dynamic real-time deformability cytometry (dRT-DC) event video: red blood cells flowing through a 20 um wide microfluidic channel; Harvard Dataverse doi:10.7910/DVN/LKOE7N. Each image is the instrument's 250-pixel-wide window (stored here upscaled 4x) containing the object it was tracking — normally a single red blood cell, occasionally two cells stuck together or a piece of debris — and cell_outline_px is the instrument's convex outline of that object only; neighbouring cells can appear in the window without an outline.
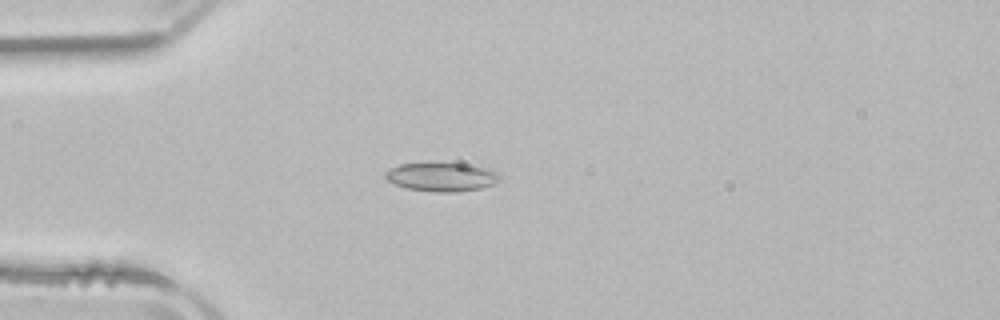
{"species": "common noctule bat (a hibernating species)", "species_latin": "Nyctalus noctula", "temperature_condition": "room temperature", "stored_images_in_passage": 2, "camera_frame_rate_fps": 3000, "um_per_image_px": 0.085, "animal": {"sex": "male", "body_mass_g": 21.5, "forearm_length_mm": 52.0}, "frame": {"image": 1, "passage_image": 2, "time_ms": 1.667, "image_size_px": [1000, 320], "cell_outline_px": [[500, 180], [492, 184], [480, 188], [452, 192], [432, 192], [408, 188], [396, 184], [388, 180], [384, 176], [384, 172], [400, 164], [464, 164], [500, 172]], "centroid_in_image_um": [37.53, 15.05], "position_along_channel_um": 47.5, "area_um2": 18.61}}